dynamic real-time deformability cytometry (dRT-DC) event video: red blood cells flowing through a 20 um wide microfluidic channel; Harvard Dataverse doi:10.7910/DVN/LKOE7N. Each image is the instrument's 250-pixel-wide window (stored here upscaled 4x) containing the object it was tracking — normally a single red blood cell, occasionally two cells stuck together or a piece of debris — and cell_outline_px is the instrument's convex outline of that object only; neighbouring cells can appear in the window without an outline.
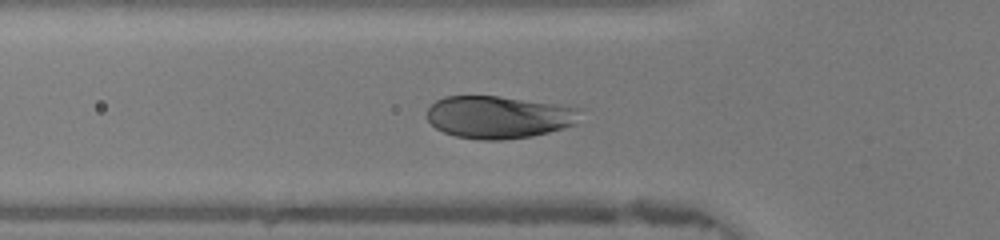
{"species": "human", "species_latin": "Homo sapiens", "temperature_condition": "warm", "stored_images_in_passage": 46, "camera_frame_rate_fps": 3000, "um_per_image_px": 0.085, "donor": {"sex": "female"}, "frame": {"image": 1, "passage_image": 15, "time_ms": 4.667, "image_size_px": [1000, 240], "cell_outline_px": [[584, 108], [576, 124], [564, 128], [532, 136], [504, 140], [480, 140], [456, 136], [444, 132], [436, 128], [428, 120], [428, 108], [436, 100], [444, 96], [500, 96], [560, 104]], "centroid_in_image_um": [42.45, 9.94], "position_along_channel_um": 83.3, "area_um2": 38.32}}
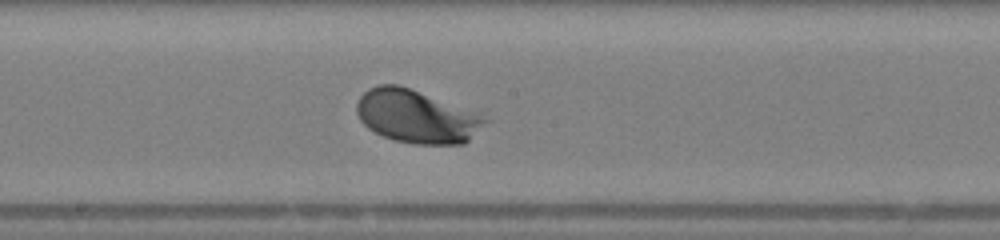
{"frame": {"image": 2, "passage_image": 24, "time_ms": 7.667, "image_size_px": [1000, 240], "cell_outline_px": [[492, 120], [464, 144], [412, 144], [396, 140], [384, 136], [368, 128], [360, 120], [356, 112], [356, 104], [360, 96], [368, 88], [376, 84], [400, 84]], "centroid_in_image_um": [35.37, 9.9], "position_along_channel_um": 212.8, "area_um2": 39.42}}
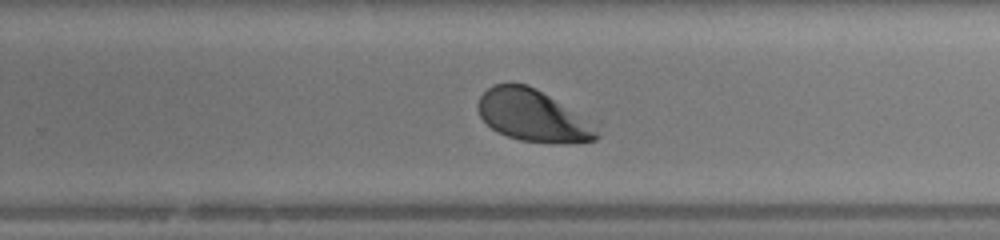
{"frame": {"image": 3, "passage_image": 29, "time_ms": 9.333, "image_size_px": [1000, 240], "cell_outline_px": [[600, 136], [596, 140], [520, 140], [508, 136], [492, 128], [480, 116], [476, 108], [476, 104], [480, 96], [492, 84], [528, 84], [536, 88], [596, 128]], "centroid_in_image_um": [45.13, 9.77], "position_along_channel_um": 284.7, "area_um2": 33.76}, "authors_computed_cell_mechanics": {"area_um2": 38.2347, "velocity_mm_per_s": 4.3108, "shape_relaxation_time_tau1_ms": 1.1811, "shape_relaxation_time_tau2_ms": null, "deformation_change_tau1": 0.1361, "deformation_change_tau2": null}}